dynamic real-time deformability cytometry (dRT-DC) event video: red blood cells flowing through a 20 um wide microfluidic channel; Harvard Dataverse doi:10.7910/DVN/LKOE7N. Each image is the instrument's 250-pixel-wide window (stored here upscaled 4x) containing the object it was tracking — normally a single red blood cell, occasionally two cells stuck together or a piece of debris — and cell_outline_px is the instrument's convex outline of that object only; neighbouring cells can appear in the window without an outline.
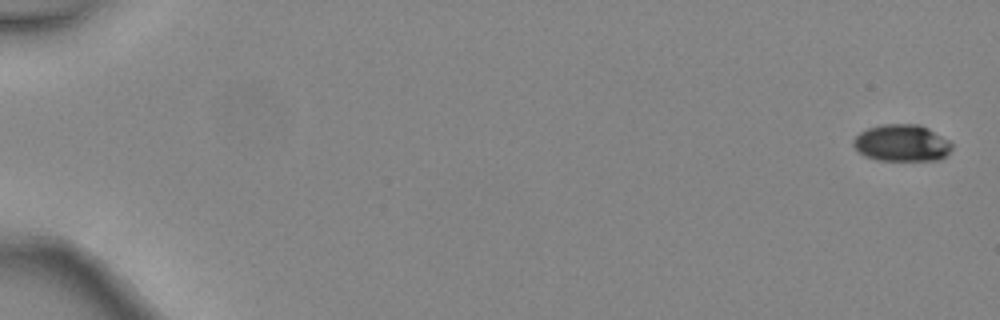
{"species": "common noctule bat (a hibernating species)", "species_latin": "Nyctalus noctula", "temperature_condition": "warm", "stored_images_in_passage": 6, "camera_frame_rate_fps": 3000, "um_per_image_px": 0.085, "animal": {"sex": "female", "body_mass_g": 24.6, "forearm_length_mm": 56.2}, "frame": {"image": 1, "passage_image": 1, "time_ms": 0.0, "image_size_px": [1000, 320], "cell_outline_px": [[952, 148], [940, 160], [876, 160], [864, 156], [852, 144], [852, 140], [860, 132], [868, 128], [880, 124], [920, 124], [928, 128], [948, 140], [952, 144]], "centroid_in_image_um": [76.63, 12.15], "position_along_channel_um": 8.4, "area_um2": 21.15}}